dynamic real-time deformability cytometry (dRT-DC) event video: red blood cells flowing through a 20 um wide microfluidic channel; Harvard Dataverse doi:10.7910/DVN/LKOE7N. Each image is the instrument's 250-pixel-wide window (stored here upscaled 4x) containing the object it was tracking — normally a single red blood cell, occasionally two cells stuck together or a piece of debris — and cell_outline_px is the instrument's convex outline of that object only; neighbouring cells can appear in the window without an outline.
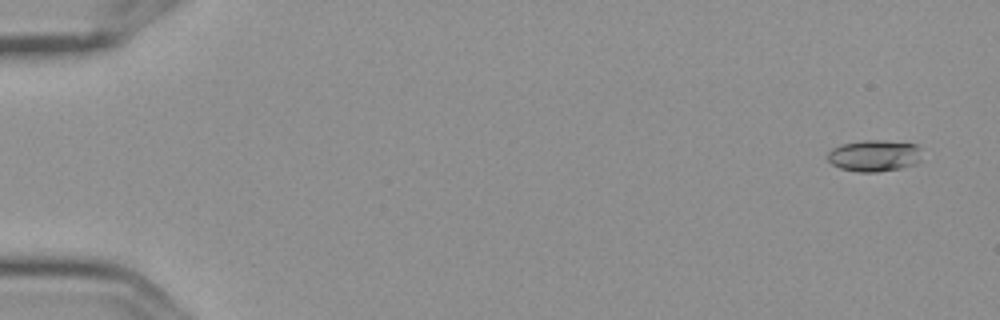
{"species": "Egyptian fruit bat (a non-hibernating species)", "species_latin": "Rousettus aegyptiacus", "temperature_condition": "cold", "stored_images_in_passage": 5, "camera_frame_rate_fps": 3000, "um_per_image_px": 0.085, "frame": {"image": 1, "passage_image": 1, "time_ms": 0.0, "image_size_px": [1000, 320], "cell_outline_px": [[920, 160], [916, 164], [900, 168], [876, 172], [860, 172], [840, 168], [832, 164], [828, 160], [828, 152], [832, 148], [844, 144], [864, 140], [880, 140], [916, 144], [920, 148]], "centroid_in_image_um": [74.32, 13.23], "position_along_channel_um": 10.7, "area_um2": 17.22}}
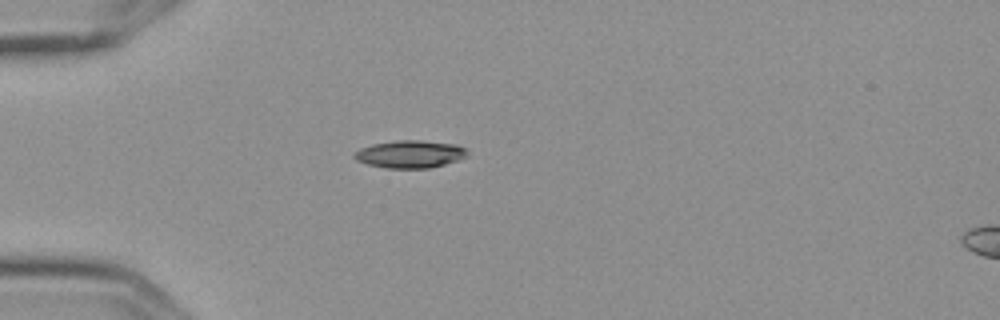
{"frame": {"image": 2, "passage_image": 5, "time_ms": 1.333, "image_size_px": [1000, 320], "cell_outline_px": [[468, 156], [444, 164], [428, 168], [384, 168], [368, 164], [356, 160], [352, 156], [352, 152], [360, 148], [372, 144], [396, 140], [420, 140], [456, 144], [464, 148], [468, 152]], "centroid_in_image_um": [34.81, 13.09], "position_along_channel_um": 50.2, "area_um2": 18.21}}